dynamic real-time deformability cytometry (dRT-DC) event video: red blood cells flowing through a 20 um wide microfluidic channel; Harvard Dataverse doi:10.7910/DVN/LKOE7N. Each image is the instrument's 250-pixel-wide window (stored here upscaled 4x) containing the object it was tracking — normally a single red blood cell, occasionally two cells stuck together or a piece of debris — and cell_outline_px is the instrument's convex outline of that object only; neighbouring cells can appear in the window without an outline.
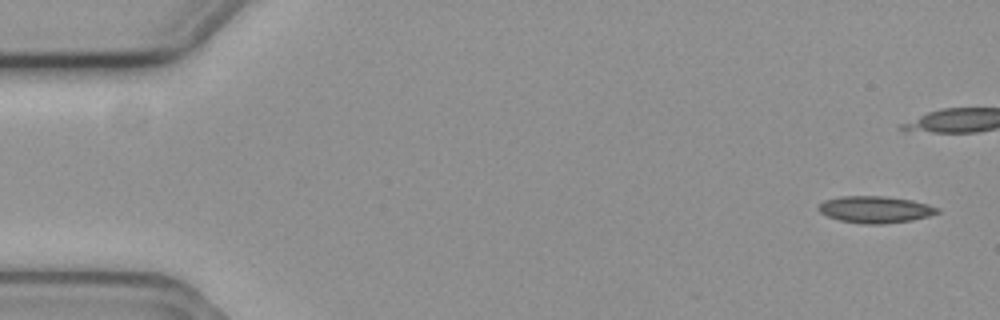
{"species": "common noctule bat (a hibernating species)", "species_latin": "Nyctalus noctula", "temperature_condition": "cold", "stored_images_in_passage": 10, "camera_frame_rate_fps": 3000, "um_per_image_px": 0.085, "animal": {"sex": "female", "body_mass_g": 19.3, "forearm_length_mm": 54.1}, "frame": {"image": 1, "passage_image": 1, "time_ms": 0.0, "image_size_px": [1000, 320], "cell_outline_px": [[940, 212], [928, 216], [912, 220], [884, 224], [864, 224], [840, 220], [828, 216], [820, 212], [816, 208], [824, 200], [840, 196], [880, 196], [912, 200], [928, 204], [940, 208]], "centroid_in_image_um": [74.4, 17.8], "position_along_channel_um": 10.6, "area_um2": 18.55}}
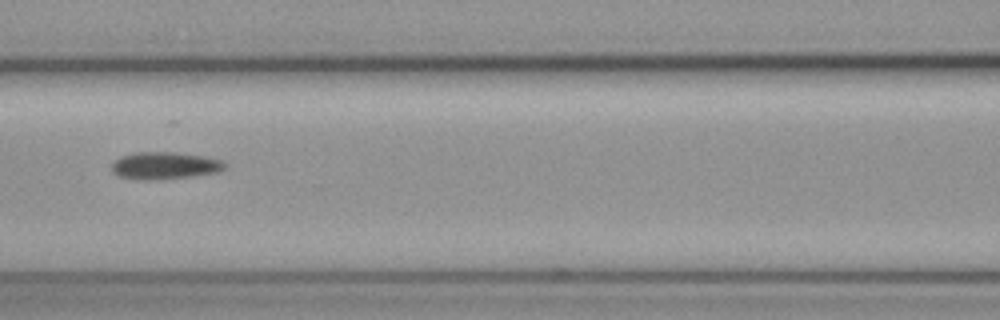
{"frame": {"image": 2, "passage_image": 8, "time_ms": 2.333, "image_size_px": [1000, 320], "cell_outline_px": [[228, 164], [224, 168], [216, 172], [192, 176], [148, 180], [140, 180], [120, 176], [112, 172], [112, 160], [120, 156], [136, 152], [176, 152], [204, 156], [220, 160]], "centroid_in_image_um": [13.96, 14.06], "position_along_channel_um": 152.6, "area_um2": 17.92}}
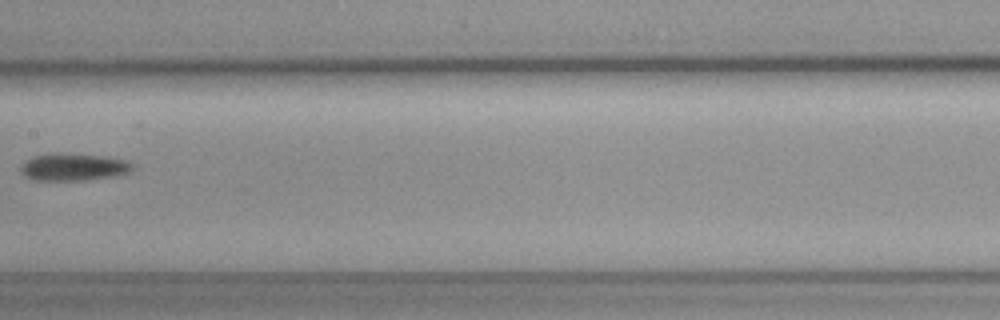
{"frame": {"image": 3, "passage_image": 9, "time_ms": 2.667, "image_size_px": [1000, 320], "cell_outline_px": [[132, 168], [128, 172], [116, 176], [84, 180], [36, 180], [28, 176], [20, 168], [28, 160], [36, 156], [52, 152], [60, 152], [108, 156], [128, 160], [132, 164]], "centroid_in_image_um": [6.32, 14.17], "position_along_channel_um": 201.1, "area_um2": 17.69}}